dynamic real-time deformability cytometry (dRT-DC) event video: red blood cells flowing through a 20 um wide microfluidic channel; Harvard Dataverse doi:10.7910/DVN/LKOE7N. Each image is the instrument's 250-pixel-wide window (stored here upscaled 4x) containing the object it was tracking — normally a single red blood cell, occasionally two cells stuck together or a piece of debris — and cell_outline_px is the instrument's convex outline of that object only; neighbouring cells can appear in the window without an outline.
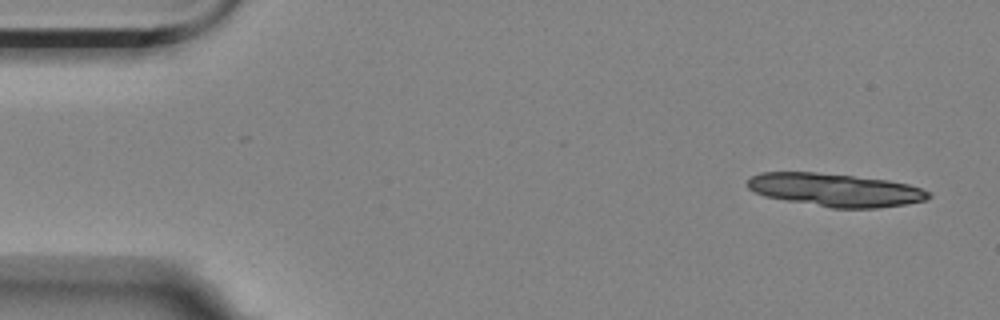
{"species": "Egyptian fruit bat (a non-hibernating species)", "species_latin": "Rousettus aegyptiacus", "temperature_condition": "room temperature", "stored_images_in_passage": 6, "segment_of_instrument_passage": [1, 2], "camera_frame_rate_fps": 3000, "um_per_image_px": 0.085, "animal": {"sex": "female"}, "frame": {"image": 1, "passage_image": 1, "time_ms": 0.0, "image_size_px": [1000, 320], "cell_outline_px": [[932, 196], [924, 200], [908, 204], [876, 208], [832, 208], [764, 196], [748, 188], [748, 180], [752, 176], [760, 172], [816, 172], [888, 180], [908, 184], [932, 192]], "centroid_in_image_um": [71.03, 16.14], "position_along_channel_um": 14.0, "area_um2": 34.74}}